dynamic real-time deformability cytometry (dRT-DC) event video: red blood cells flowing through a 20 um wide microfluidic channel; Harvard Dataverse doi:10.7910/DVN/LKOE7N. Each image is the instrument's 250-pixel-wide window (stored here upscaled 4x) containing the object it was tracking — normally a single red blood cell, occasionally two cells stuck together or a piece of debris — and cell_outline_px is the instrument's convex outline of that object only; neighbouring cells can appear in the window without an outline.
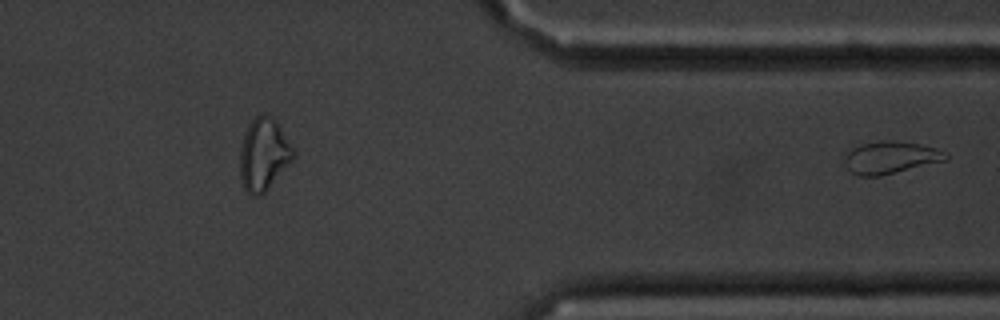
{"species": "common noctule bat (a hibernating species)", "species_latin": "Nyctalus noctula", "temperature_condition": "cold", "stored_images_in_passage": 46, "segment_of_instrument_passage": [2, 2], "camera_frame_rate_fps": 3000, "um_per_image_px": 0.085, "animal": {"sex": "male", "body_mass_g": 20.1, "forearm_length_mm": 53.5}, "frame": {"image": 1, "passage_image": 46, "time_ms": 15.0, "image_size_px": [1000, 320], "cell_outline_px": [[948, 160], [880, 176], [860, 176], [852, 172], [848, 168], [844, 160], [848, 152], [852, 148], [864, 144], [880, 140], [888, 140], [920, 144], [936, 148], [948, 156]], "centroid_in_image_um": [75.71, 13.39], "position_along_channel_um": 335.7, "area_um2": 18.79}}